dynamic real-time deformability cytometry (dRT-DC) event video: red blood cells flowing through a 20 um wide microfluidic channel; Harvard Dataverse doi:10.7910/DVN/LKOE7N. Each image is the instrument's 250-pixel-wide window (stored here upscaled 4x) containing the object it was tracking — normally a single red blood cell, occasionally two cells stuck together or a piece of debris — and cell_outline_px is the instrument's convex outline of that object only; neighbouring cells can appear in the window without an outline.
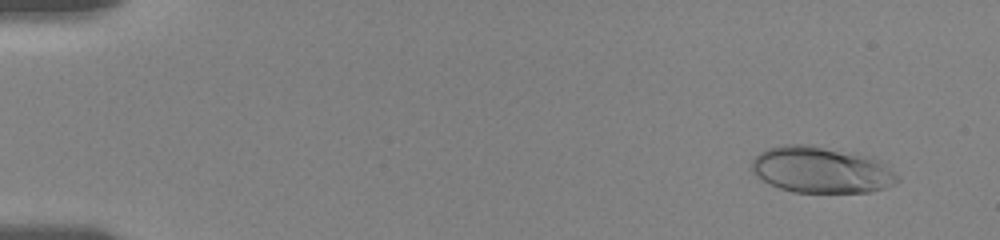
{"species": "human", "species_latin": "Homo sapiens", "temperature_condition": "room temperature", "stored_images_in_passage": 56, "camera_frame_rate_fps": 3000, "um_per_image_px": 0.085, "donor": {"sex": "female"}, "frame": {"image": 1, "passage_image": 4, "time_ms": 1.0, "image_size_px": [1000, 240], "cell_outline_px": [[900, 180], [884, 188], [868, 192], [792, 192], [780, 188], [764, 180], [752, 168], [752, 160], [760, 152], [768, 148], [784, 144], [812, 144], [856, 152], [872, 156], [884, 164], [900, 176]], "centroid_in_image_um": [69.86, 14.41], "position_along_channel_um": 15.1, "area_um2": 39.42}}
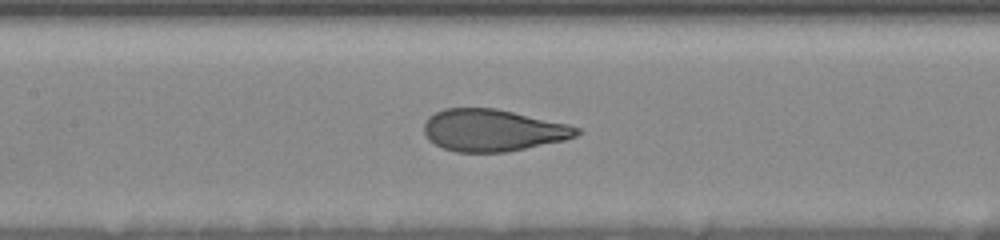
{"frame": {"image": 2, "passage_image": 27, "time_ms": 8.667, "image_size_px": [1000, 240], "cell_outline_px": [[584, 132], [576, 136], [564, 140], [508, 152], [456, 152], [444, 148], [428, 140], [424, 132], [424, 124], [428, 116], [444, 108], [496, 108], [568, 124], [580, 128]], "centroid_in_image_um": [41.9, 11.07], "position_along_channel_um": 165.5, "area_um2": 37.45}}
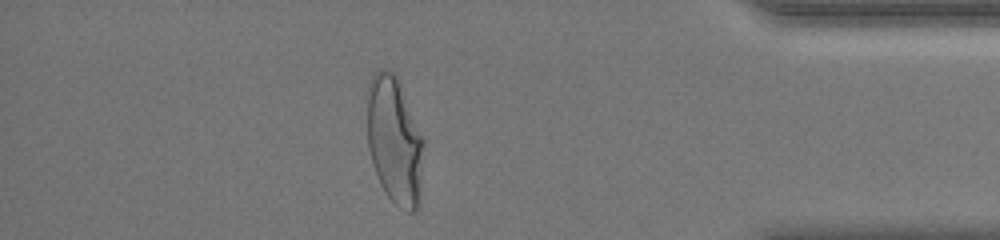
{"frame": {"image": 3, "passage_image": 49, "time_ms": 16.0, "image_size_px": [1000, 240], "cell_outline_px": [[424, 144], [416, 208], [412, 212], [408, 212], [400, 208], [384, 192], [380, 184], [372, 164], [368, 148], [364, 96], [368, 84], [372, 76], [380, 68], [384, 68], [396, 72], [424, 140]], "centroid_in_image_um": [33.46, 11.82], "position_along_channel_um": 401.7, "area_um2": 42.6}, "authors_computed_cell_mechanics": {"area_um2": 38.437, "velocity_mm_per_s": 3.6233, "shape_relaxation_time_tau1_ms": 3.698, "shape_relaxation_time_tau2_ms": null, "deformation_change_tau1": 0.1853, "deformation_change_tau2": null}}